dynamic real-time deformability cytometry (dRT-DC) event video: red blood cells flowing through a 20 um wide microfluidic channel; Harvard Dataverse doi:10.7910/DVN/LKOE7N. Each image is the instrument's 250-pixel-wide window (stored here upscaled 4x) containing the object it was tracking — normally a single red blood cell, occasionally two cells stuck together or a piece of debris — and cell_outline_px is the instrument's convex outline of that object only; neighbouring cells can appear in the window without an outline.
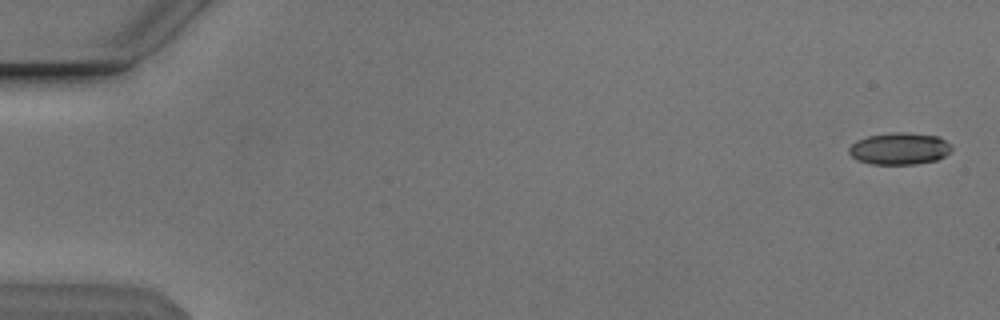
{"species": "Egyptian fruit bat (a non-hibernating species)", "species_latin": "Rousettus aegyptiacus", "temperature_condition": "cold", "stored_images_in_passage": 54, "camera_frame_rate_fps": 3000, "um_per_image_px": 0.085, "animal": {"sex": "male"}, "frame": {"image": 1, "passage_image": 2, "time_ms": 0.333, "image_size_px": [1000, 320], "cell_outline_px": [[952, 148], [944, 156], [936, 160], [916, 164], [872, 164], [856, 160], [848, 152], [848, 148], [856, 140], [868, 136], [892, 132], [904, 132], [936, 136], [944, 140]], "centroid_in_image_um": [76.4, 12.64], "position_along_channel_um": 8.6, "area_um2": 18.96}}
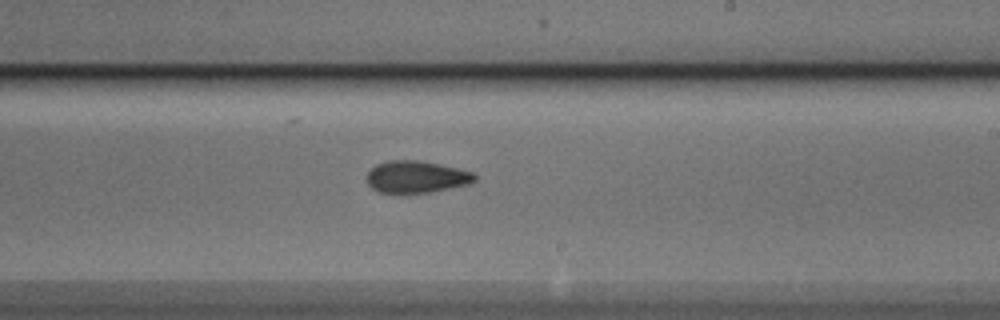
{"frame": {"image": 2, "passage_image": 33, "time_ms": 10.667, "image_size_px": [1000, 320], "cell_outline_px": [[476, 180], [472, 184], [428, 192], [376, 192], [368, 184], [368, 172], [376, 164], [388, 160], [420, 160], [460, 168], [476, 172]], "centroid_in_image_um": [35.45, 15.01], "position_along_channel_um": 253.5, "area_um2": 20.23}}
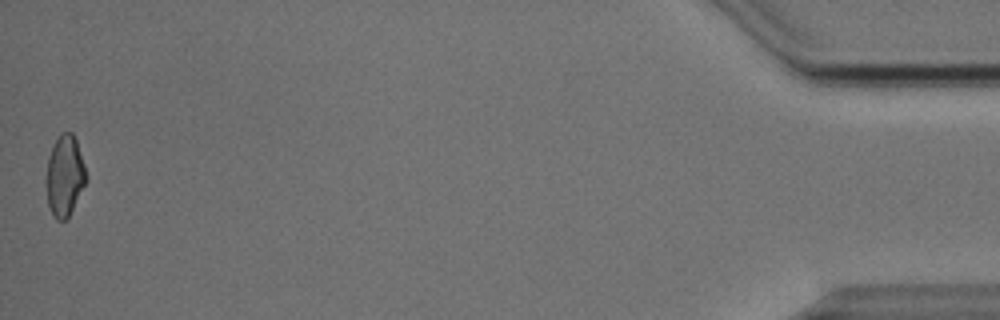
{"frame": {"image": 3, "passage_image": 54, "time_ms": 17.667, "image_size_px": [1000, 320], "cell_outline_px": [[88, 180], [68, 216], [64, 220], [56, 220], [52, 216], [48, 204], [44, 180], [48, 156], [56, 140], [64, 132], [72, 132], [76, 140], [88, 176]], "centroid_in_image_um": [5.48, 14.97], "position_along_channel_um": 429.7, "area_um2": 19.02}, "authors_computed_cell_mechanics": {"area_um2": 19.941, "velocity_mm_per_s": 3.8497, "shape_relaxation_time_tau1_ms": 5.0424, "shape_relaxation_time_tau2_ms": 3.1801, "deformation_change_tau1": 0.1216, "deformation_change_tau2": 0.0885}}